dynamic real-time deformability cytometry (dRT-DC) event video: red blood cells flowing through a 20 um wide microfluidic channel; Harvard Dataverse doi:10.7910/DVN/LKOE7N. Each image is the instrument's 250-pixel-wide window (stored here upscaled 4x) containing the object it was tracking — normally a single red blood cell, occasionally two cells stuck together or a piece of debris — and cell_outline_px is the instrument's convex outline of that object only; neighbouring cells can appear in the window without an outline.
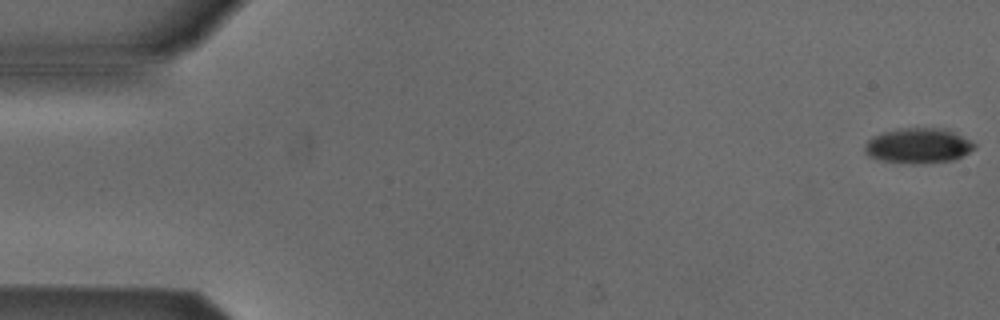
{"species": "Egyptian fruit bat (a non-hibernating species)", "species_latin": "Rousettus aegyptiacus", "temperature_condition": "cold", "stored_images_in_passage": 4, "camera_frame_rate_fps": 3000, "um_per_image_px": 0.085, "animal": {"sex": "male"}, "frame": {"image": 1, "passage_image": 1, "time_ms": 0.0, "image_size_px": [1000, 320], "cell_outline_px": [[976, 144], [968, 152], [952, 160], [912, 164], [880, 160], [868, 156], [864, 152], [864, 144], [872, 136], [884, 132], [900, 128], [948, 128]], "centroid_in_image_um": [78.0, 12.37], "position_along_channel_um": 7.0, "area_um2": 22.37}}
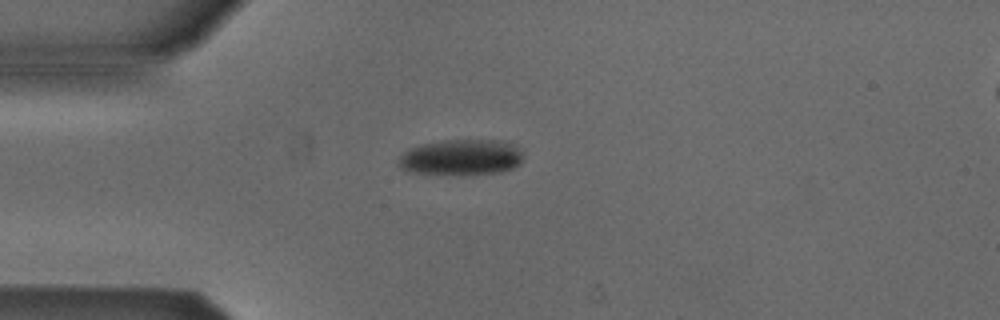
{"frame": {"image": 2, "passage_image": 4, "time_ms": 4.333, "image_size_px": [1000, 320], "cell_outline_px": [[524, 160], [520, 164], [512, 168], [500, 172], [472, 176], [460, 176], [412, 172], [400, 168], [396, 164], [396, 160], [408, 148], [420, 144], [440, 140], [504, 140], [516, 144], [524, 152]], "centroid_in_image_um": [39.23, 13.38], "position_along_channel_um": 45.8, "area_um2": 27.22}}